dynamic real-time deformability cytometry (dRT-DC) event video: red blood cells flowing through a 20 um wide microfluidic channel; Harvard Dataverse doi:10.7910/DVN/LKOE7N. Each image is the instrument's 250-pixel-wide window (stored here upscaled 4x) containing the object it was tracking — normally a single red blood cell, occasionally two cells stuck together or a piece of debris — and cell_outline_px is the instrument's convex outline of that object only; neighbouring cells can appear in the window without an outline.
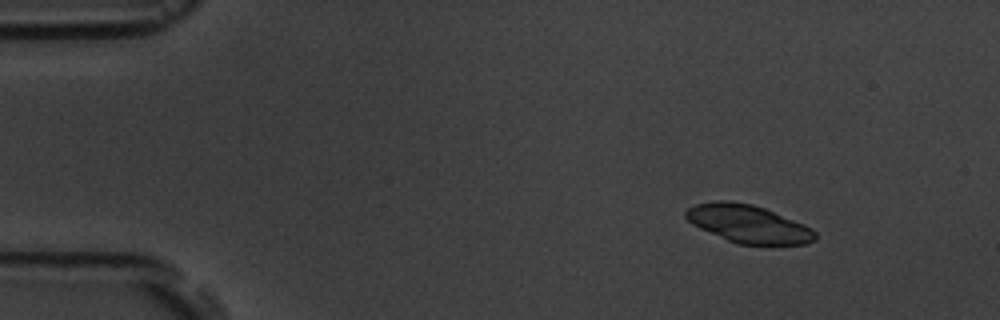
{"species": "common noctule bat (a hibernating species)", "species_latin": "Nyctalus noctula", "temperature_condition": "room temperature", "stored_images_in_passage": 7, "camera_frame_rate_fps": 3000, "um_per_image_px": 0.085, "animal": {"sex": "male", "body_mass_g": 19.5, "forearm_length_mm": 54.6}, "frame": {"image": 1, "passage_image": 2, "time_ms": 1.0, "image_size_px": [1000, 320], "cell_outline_px": [[816, 240], [804, 244], [772, 248], [736, 244], [700, 228], [692, 224], [684, 216], [684, 212], [688, 208], [696, 204], [716, 200], [728, 200], [752, 204], [764, 208], [804, 224], [812, 228], [816, 232]], "centroid_in_image_um": [63.65, 19.08], "position_along_channel_um": 21.3, "area_um2": 29.48}}